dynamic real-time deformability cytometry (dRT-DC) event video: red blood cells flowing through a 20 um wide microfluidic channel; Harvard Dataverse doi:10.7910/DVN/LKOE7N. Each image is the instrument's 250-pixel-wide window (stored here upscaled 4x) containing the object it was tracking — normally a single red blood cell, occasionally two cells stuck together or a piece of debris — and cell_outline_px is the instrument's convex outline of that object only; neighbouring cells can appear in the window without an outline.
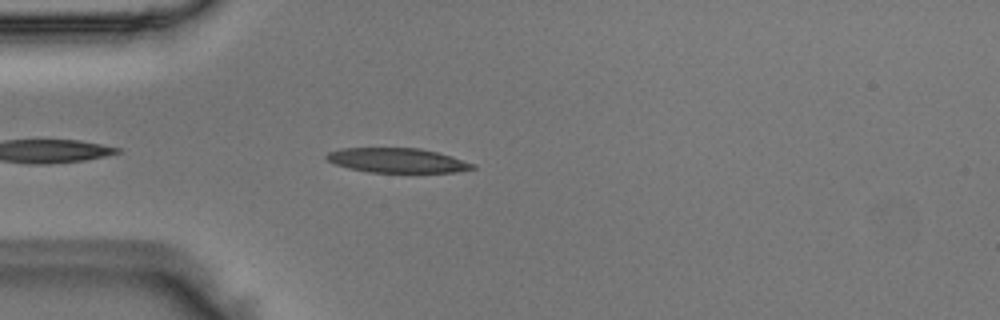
{"species": "Egyptian fruit bat (a non-hibernating species)", "species_latin": "Rousettus aegyptiacus", "temperature_condition": "room temperature", "stored_images_in_passage": 28, "camera_frame_rate_fps": 3000, "um_per_image_px": 0.085, "animal": {"sex": "male"}, "frame": {"image": 1, "passage_image": 4, "time_ms": 1.0, "image_size_px": [1000, 320], "cell_outline_px": [[476, 168], [456, 172], [368, 172], [348, 168], [336, 164], [328, 160], [324, 156], [328, 152], [340, 148], [420, 148], [452, 156], [476, 164]], "centroid_in_image_um": [33.77, 13.63], "position_along_channel_um": 51.2, "area_um2": 20.92}}
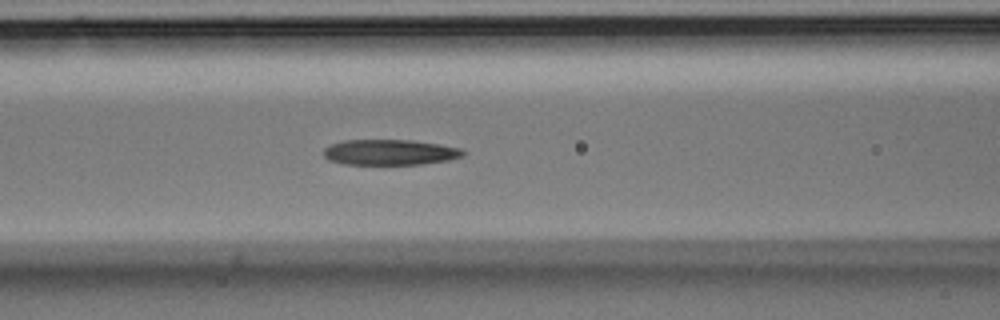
{"frame": {"image": 2, "passage_image": 11, "time_ms": 3.333, "image_size_px": [1000, 320], "cell_outline_px": [[464, 156], [448, 160], [420, 164], [344, 164], [328, 160], [324, 156], [324, 148], [328, 144], [344, 140], [412, 140], [440, 144], [460, 148], [464, 152]], "centroid_in_image_um": [33.11, 12.93], "position_along_channel_um": 133.5, "area_um2": 20.81}}
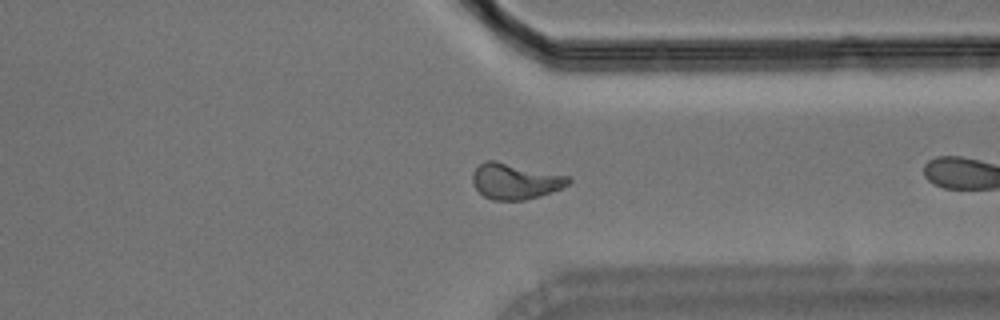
{"frame": {"image": 3, "passage_image": 26, "time_ms": 8.333, "image_size_px": [1000, 320], "cell_outline_px": [[572, 180], [568, 184], [560, 188], [540, 196], [524, 200], [492, 200], [484, 196], [476, 188], [472, 180], [472, 172], [484, 160], [496, 160], [568, 176]], "centroid_in_image_um": [43.76, 15.39], "position_along_channel_um": 367.6, "area_um2": 19.94}}